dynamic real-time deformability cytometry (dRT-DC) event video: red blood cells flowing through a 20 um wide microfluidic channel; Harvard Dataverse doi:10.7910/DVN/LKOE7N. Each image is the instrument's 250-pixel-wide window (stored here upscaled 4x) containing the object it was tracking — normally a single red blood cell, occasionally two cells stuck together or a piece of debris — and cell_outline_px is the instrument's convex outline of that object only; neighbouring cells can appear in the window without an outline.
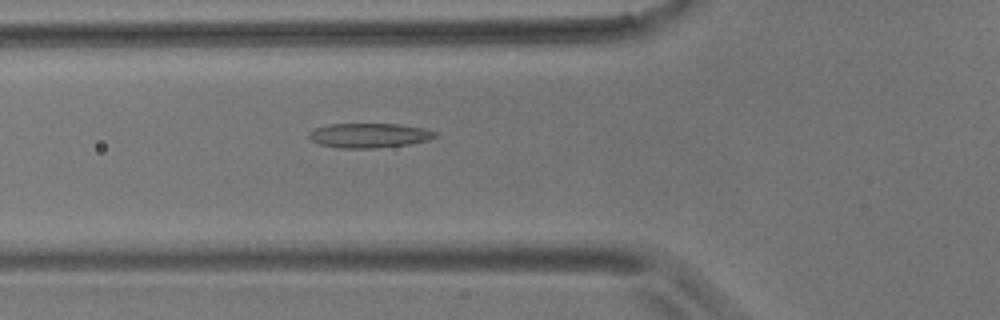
{"species": "common noctule bat (a hibernating species)", "species_latin": "Nyctalus noctula", "temperature_condition": "room temperature", "stored_images_in_passage": 3, "camera_frame_rate_fps": 3000, "um_per_image_px": 0.085, "animal": {"sex": "male", "body_mass_g": 17.9}, "frame": {"image": 1, "passage_image": 3, "time_ms": 2.333, "image_size_px": [1000, 320], "cell_outline_px": [[440, 136], [428, 140], [408, 144], [376, 148], [340, 148], [320, 144], [312, 140], [308, 136], [308, 132], [316, 128], [328, 124], [400, 124], [424, 128], [436, 132]], "centroid_in_image_um": [31.41, 11.51], "position_along_channel_um": 94.4, "area_um2": 18.09}}